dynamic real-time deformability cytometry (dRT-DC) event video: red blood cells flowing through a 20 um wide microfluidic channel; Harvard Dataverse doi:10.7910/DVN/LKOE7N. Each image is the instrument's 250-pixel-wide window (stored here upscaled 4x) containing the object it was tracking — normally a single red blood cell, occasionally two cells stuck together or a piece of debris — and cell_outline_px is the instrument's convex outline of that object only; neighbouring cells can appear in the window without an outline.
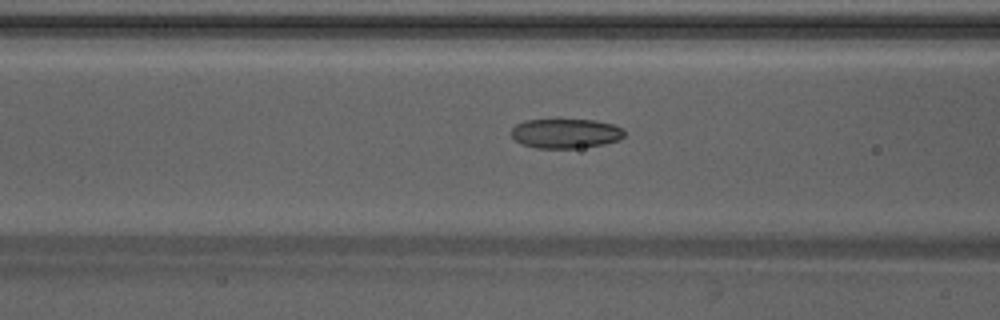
{"species": "Egyptian fruit bat (a non-hibernating species)", "species_latin": "Rousettus aegyptiacus", "temperature_condition": "warm", "stored_images_in_passage": 49, "camera_frame_rate_fps": 3000, "um_per_image_px": 0.085, "animal": {"sex": "male"}, "frame": {"image": 1, "passage_image": 20, "time_ms": 6.333, "image_size_px": [1000, 320], "cell_outline_px": [[624, 136], [616, 140], [604, 144], [576, 148], [536, 148], [520, 144], [512, 136], [512, 128], [516, 124], [524, 120], [556, 116], [596, 120], [612, 124], [620, 128], [624, 132]], "centroid_in_image_um": [48.01, 11.28], "position_along_channel_um": 118.6, "area_um2": 20.35}}
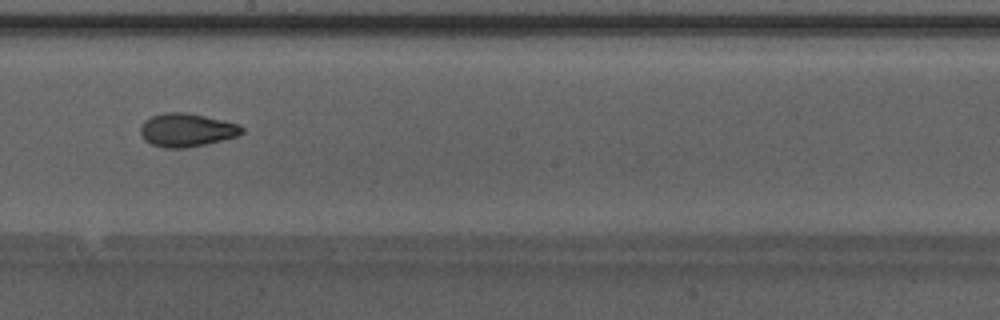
{"frame": {"image": 2, "passage_image": 28, "time_ms": 9.0, "image_size_px": [1000, 320], "cell_outline_px": [[244, 132], [236, 136], [204, 144], [184, 148], [164, 148], [152, 144], [144, 140], [140, 132], [140, 128], [144, 120], [152, 116], [164, 112], [188, 112], [240, 124], [244, 128]], "centroid_in_image_um": [15.85, 11.04], "position_along_channel_um": 232.3, "area_um2": 19.71}}
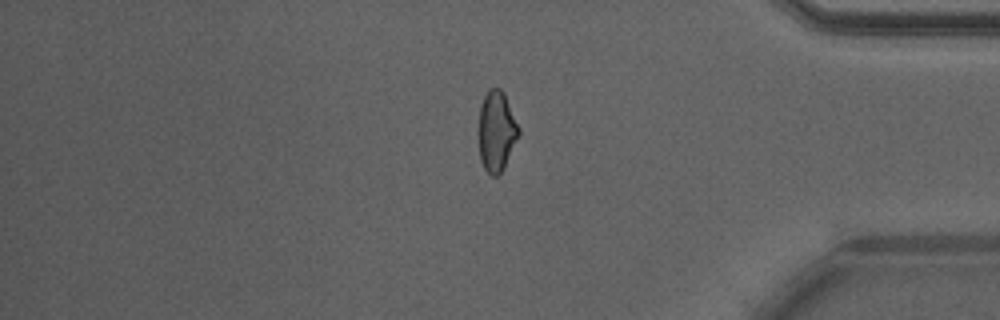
{"frame": {"image": 3, "passage_image": 41, "time_ms": 13.333, "image_size_px": [1000, 320], "cell_outline_px": [[520, 132], [504, 168], [496, 176], [492, 176], [484, 168], [480, 160], [480, 104], [484, 96], [492, 88], [500, 88], [504, 92], [520, 128]], "centroid_in_image_um": [42.23, 11.14], "position_along_channel_um": 393.0, "area_um2": 18.44}, "authors_computed_cell_mechanics": {"area_um2": 19.652, "velocity_mm_per_s": 4.2713, "shape_relaxation_time_tau1_ms": 6.3615, "shape_relaxation_time_tau2_ms": 1.9452, "deformation_change_tau1": 0.1803, "deformation_change_tau2": 0.0587}}